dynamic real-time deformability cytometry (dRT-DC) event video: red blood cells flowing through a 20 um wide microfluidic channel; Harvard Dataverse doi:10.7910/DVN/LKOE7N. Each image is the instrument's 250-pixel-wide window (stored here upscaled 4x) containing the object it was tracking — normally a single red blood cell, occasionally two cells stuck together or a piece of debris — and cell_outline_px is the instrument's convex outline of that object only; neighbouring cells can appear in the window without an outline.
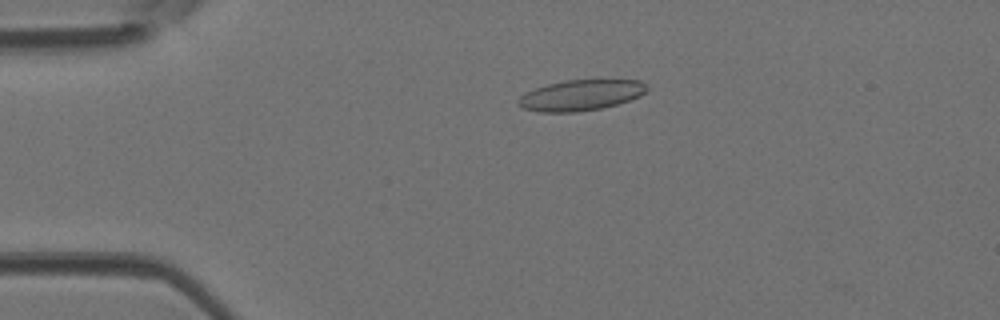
{"species": "Egyptian fruit bat (a non-hibernating species)", "species_latin": "Rousettus aegyptiacus", "temperature_condition": "room temperature", "stored_images_in_passage": 45, "camera_frame_rate_fps": 3000, "um_per_image_px": 0.085, "animal": {"sex": "female"}, "frame": {"image": 1, "passage_image": 10, "time_ms": 3.0, "image_size_px": [1000, 320], "cell_outline_px": [[648, 88], [640, 96], [616, 104], [600, 108], [576, 112], [540, 112], [520, 108], [516, 104], [516, 100], [524, 92], [548, 84], [564, 80], [640, 80]], "centroid_in_image_um": [49.29, 8.09], "position_along_channel_um": 35.7, "area_um2": 23.0}}
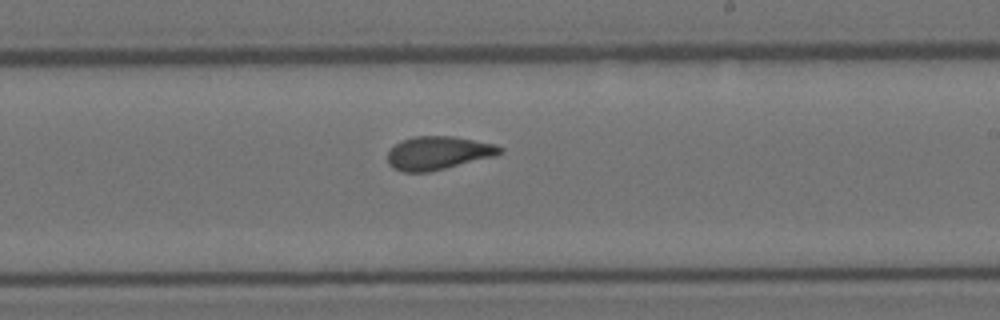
{"frame": {"image": 2, "passage_image": 27, "time_ms": 8.667, "image_size_px": [1000, 320], "cell_outline_px": [[504, 152], [496, 156], [428, 172], [404, 172], [392, 168], [388, 164], [388, 152], [396, 144], [404, 140], [416, 136], [452, 136], [496, 144], [504, 148]], "centroid_in_image_um": [37.28, 13.01], "position_along_channel_um": 251.7, "area_um2": 21.79}}
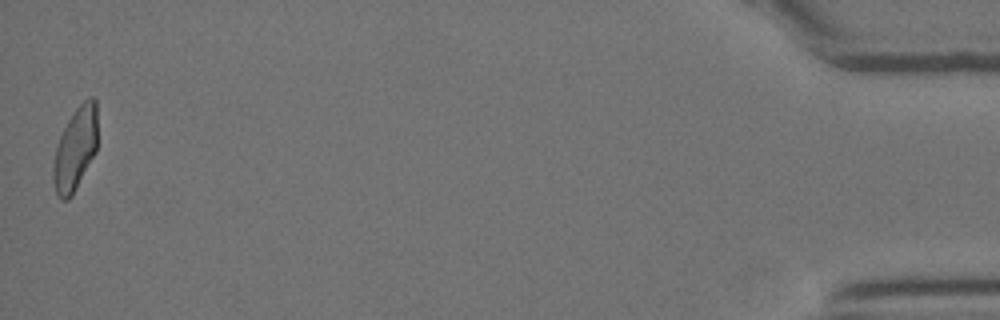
{"frame": {"image": 3, "passage_image": 45, "time_ms": 14.667, "image_size_px": [1000, 320], "cell_outline_px": [[96, 152], [72, 196], [68, 200], [60, 200], [56, 192], [52, 180], [52, 168], [56, 148], [60, 136], [68, 120], [76, 108], [88, 96], [92, 96], [96, 100]], "centroid_in_image_um": [6.39, 12.68], "position_along_channel_um": 428.8, "area_um2": 21.39}}